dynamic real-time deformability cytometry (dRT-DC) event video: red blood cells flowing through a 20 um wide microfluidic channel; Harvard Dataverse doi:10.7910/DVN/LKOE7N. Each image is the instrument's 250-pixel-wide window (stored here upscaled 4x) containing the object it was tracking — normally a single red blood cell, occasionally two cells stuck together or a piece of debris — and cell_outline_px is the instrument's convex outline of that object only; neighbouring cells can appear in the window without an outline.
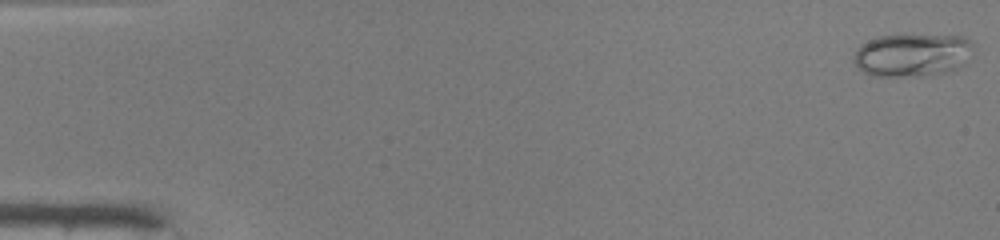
{"species": "common noctule bat (a hibernating species)", "species_latin": "Nyctalus noctula", "temperature_condition": "warm", "stored_images_in_passage": 49, "camera_frame_rate_fps": 3000, "um_per_image_px": 0.085, "animal": {"sex": "male", "body_mass_g": 19.0, "forearm_length_mm": 50.8}, "frame": {"image": 1, "passage_image": 1, "time_ms": 0.0, "image_size_px": [1000, 240], "cell_outline_px": [[972, 44], [956, 68], [952, 72], [920, 76], [872, 76], [864, 72], [852, 60], [856, 48], [860, 44], [868, 40], [880, 36], [964, 36]], "centroid_in_image_um": [77.42, 4.69], "position_along_channel_um": 7.6, "area_um2": 29.19}}
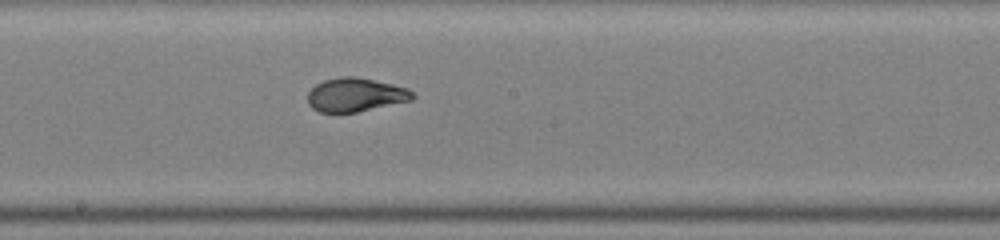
{"frame": {"image": 2, "passage_image": 27, "time_ms": 8.667, "image_size_px": [1000, 240], "cell_outline_px": [[416, 96], [412, 100], [356, 112], [320, 112], [312, 108], [308, 104], [308, 92], [316, 84], [324, 80], [340, 76], [352, 76], [392, 84], [408, 88]], "centroid_in_image_um": [30.21, 8.06], "position_along_channel_um": 218.0, "area_um2": 20.46}}
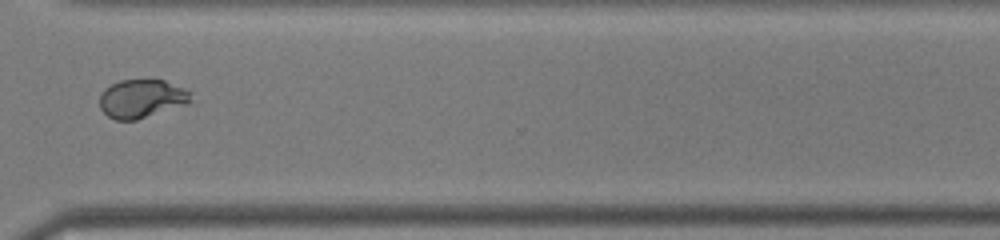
{"frame": {"image": 3, "passage_image": 37, "time_ms": 12.0, "image_size_px": [1000, 240], "cell_outline_px": [[192, 100], [188, 104], [136, 120], [116, 120], [108, 116], [100, 108], [100, 96], [104, 88], [120, 80], [164, 80], [184, 88], [192, 92]], "centroid_in_image_um": [12.06, 8.39], "position_along_channel_um": 358.5, "area_um2": 20.52}, "authors_computed_cell_mechanics": {"area_um2": 21.1548, "velocity_mm_per_s": 4.1977, "shape_relaxation_time_tau1_ms": 8.5462, "shape_relaxation_time_tau2_ms": null, "deformation_change_tau1": 0.3232, "deformation_change_tau2": null}}